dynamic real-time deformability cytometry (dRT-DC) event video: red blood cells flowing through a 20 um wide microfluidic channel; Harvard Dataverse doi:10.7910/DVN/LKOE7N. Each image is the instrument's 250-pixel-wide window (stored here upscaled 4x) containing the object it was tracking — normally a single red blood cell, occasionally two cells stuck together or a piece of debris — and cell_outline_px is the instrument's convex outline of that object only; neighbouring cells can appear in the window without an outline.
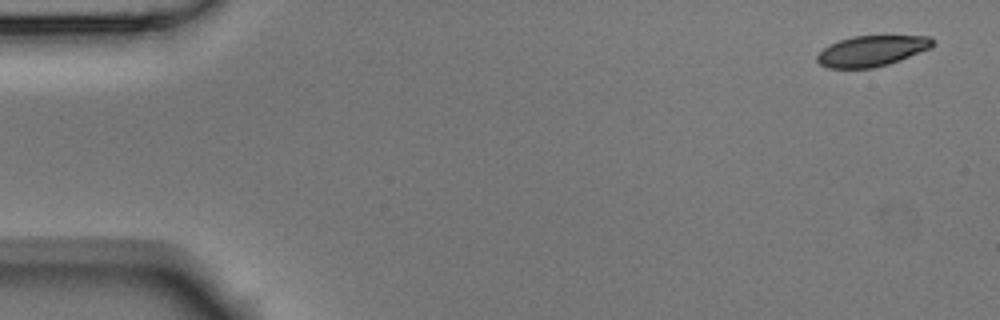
{"species": "Egyptian fruit bat (a non-hibernating species)", "species_latin": "Rousettus aegyptiacus", "temperature_condition": "room temperature", "stored_images_in_passage": 5, "camera_frame_rate_fps": 3000, "um_per_image_px": 0.085, "animal": {"sex": "male"}, "frame": {"image": 1, "passage_image": 1, "time_ms": 0.0, "image_size_px": [1000, 320], "cell_outline_px": [[932, 48], [900, 60], [888, 64], [872, 68], [828, 68], [820, 64], [816, 60], [816, 56], [824, 48], [840, 40], [852, 36], [928, 36], [932, 40]], "centroid_in_image_um": [74.09, 4.34], "position_along_channel_um": 10.9, "area_um2": 20.46}}
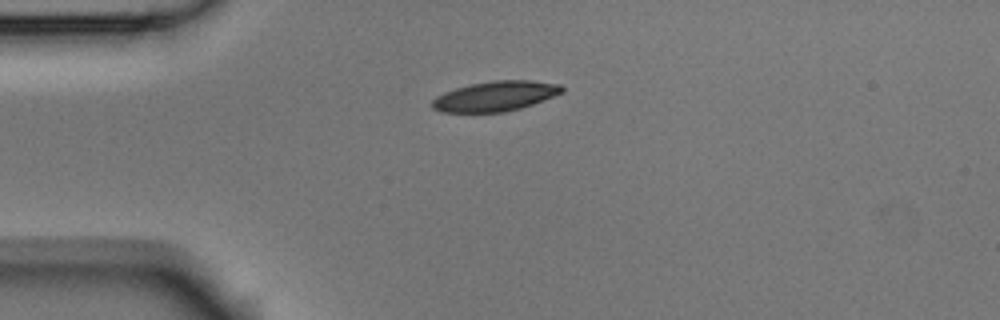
{"frame": {"image": 2, "passage_image": 4, "time_ms": 1.0, "image_size_px": [1000, 320], "cell_outline_px": [[564, 92], [532, 104], [520, 108], [504, 112], [440, 112], [432, 108], [432, 100], [436, 96], [444, 92], [456, 88], [472, 84], [496, 80], [532, 80], [560, 84], [564, 88]], "centroid_in_image_um": [42.1, 8.17], "position_along_channel_um": 42.9, "area_um2": 22.6}}